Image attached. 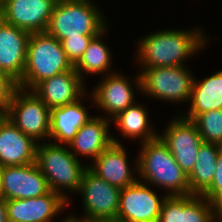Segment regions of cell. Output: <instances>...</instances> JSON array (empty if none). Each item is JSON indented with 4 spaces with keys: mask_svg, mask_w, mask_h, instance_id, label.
<instances>
[{
    "mask_svg": "<svg viewBox=\"0 0 222 222\" xmlns=\"http://www.w3.org/2000/svg\"><path fill=\"white\" fill-rule=\"evenodd\" d=\"M201 29H168L140 38L136 50L140 68L181 66L206 47L207 36Z\"/></svg>",
    "mask_w": 222,
    "mask_h": 222,
    "instance_id": "1",
    "label": "cell"
},
{
    "mask_svg": "<svg viewBox=\"0 0 222 222\" xmlns=\"http://www.w3.org/2000/svg\"><path fill=\"white\" fill-rule=\"evenodd\" d=\"M140 154L135 159V170L139 179L159 188L167 190V196H183L190 194L188 175L175 161L168 146L160 137L140 144Z\"/></svg>",
    "mask_w": 222,
    "mask_h": 222,
    "instance_id": "2",
    "label": "cell"
},
{
    "mask_svg": "<svg viewBox=\"0 0 222 222\" xmlns=\"http://www.w3.org/2000/svg\"><path fill=\"white\" fill-rule=\"evenodd\" d=\"M74 69L61 42L45 32L31 33L27 43L24 73L18 87L33 90L41 81Z\"/></svg>",
    "mask_w": 222,
    "mask_h": 222,
    "instance_id": "3",
    "label": "cell"
},
{
    "mask_svg": "<svg viewBox=\"0 0 222 222\" xmlns=\"http://www.w3.org/2000/svg\"><path fill=\"white\" fill-rule=\"evenodd\" d=\"M46 142L38 143L35 163L46 177L50 190L69 201L68 194L63 191L67 189L73 193L78 192L88 164L83 165L68 145Z\"/></svg>",
    "mask_w": 222,
    "mask_h": 222,
    "instance_id": "4",
    "label": "cell"
},
{
    "mask_svg": "<svg viewBox=\"0 0 222 222\" xmlns=\"http://www.w3.org/2000/svg\"><path fill=\"white\" fill-rule=\"evenodd\" d=\"M105 16L91 1L58 0L54 6L46 32L60 42L68 37L99 35L106 28Z\"/></svg>",
    "mask_w": 222,
    "mask_h": 222,
    "instance_id": "5",
    "label": "cell"
},
{
    "mask_svg": "<svg viewBox=\"0 0 222 222\" xmlns=\"http://www.w3.org/2000/svg\"><path fill=\"white\" fill-rule=\"evenodd\" d=\"M140 71L143 94L165 102H189L194 76L185 65L142 68Z\"/></svg>",
    "mask_w": 222,
    "mask_h": 222,
    "instance_id": "6",
    "label": "cell"
},
{
    "mask_svg": "<svg viewBox=\"0 0 222 222\" xmlns=\"http://www.w3.org/2000/svg\"><path fill=\"white\" fill-rule=\"evenodd\" d=\"M4 115L36 142L49 140L50 109L33 91L18 88Z\"/></svg>",
    "mask_w": 222,
    "mask_h": 222,
    "instance_id": "7",
    "label": "cell"
},
{
    "mask_svg": "<svg viewBox=\"0 0 222 222\" xmlns=\"http://www.w3.org/2000/svg\"><path fill=\"white\" fill-rule=\"evenodd\" d=\"M78 192L83 198L84 217L75 218L88 222H116L121 189L106 182L87 168Z\"/></svg>",
    "mask_w": 222,
    "mask_h": 222,
    "instance_id": "8",
    "label": "cell"
},
{
    "mask_svg": "<svg viewBox=\"0 0 222 222\" xmlns=\"http://www.w3.org/2000/svg\"><path fill=\"white\" fill-rule=\"evenodd\" d=\"M148 184L137 180L120 192L116 222H158L164 196H159Z\"/></svg>",
    "mask_w": 222,
    "mask_h": 222,
    "instance_id": "9",
    "label": "cell"
},
{
    "mask_svg": "<svg viewBox=\"0 0 222 222\" xmlns=\"http://www.w3.org/2000/svg\"><path fill=\"white\" fill-rule=\"evenodd\" d=\"M120 72H111L106 76H103L94 91L90 92L91 100L93 105L95 104L100 108L105 114L106 118L110 117L111 120L121 111H124L128 107L135 104V90L131 83L138 88L139 93H141V78L140 74L135 76L133 82H130L129 78H125L124 75L119 74Z\"/></svg>",
    "mask_w": 222,
    "mask_h": 222,
    "instance_id": "10",
    "label": "cell"
},
{
    "mask_svg": "<svg viewBox=\"0 0 222 222\" xmlns=\"http://www.w3.org/2000/svg\"><path fill=\"white\" fill-rule=\"evenodd\" d=\"M169 123L159 137L168 146L181 169L189 175L196 163L200 145L203 143L202 137L196 124L181 114Z\"/></svg>",
    "mask_w": 222,
    "mask_h": 222,
    "instance_id": "11",
    "label": "cell"
},
{
    "mask_svg": "<svg viewBox=\"0 0 222 222\" xmlns=\"http://www.w3.org/2000/svg\"><path fill=\"white\" fill-rule=\"evenodd\" d=\"M158 222H222V211L202 195L166 196Z\"/></svg>",
    "mask_w": 222,
    "mask_h": 222,
    "instance_id": "12",
    "label": "cell"
},
{
    "mask_svg": "<svg viewBox=\"0 0 222 222\" xmlns=\"http://www.w3.org/2000/svg\"><path fill=\"white\" fill-rule=\"evenodd\" d=\"M58 0H2V20L31 33L45 32Z\"/></svg>",
    "mask_w": 222,
    "mask_h": 222,
    "instance_id": "13",
    "label": "cell"
},
{
    "mask_svg": "<svg viewBox=\"0 0 222 222\" xmlns=\"http://www.w3.org/2000/svg\"><path fill=\"white\" fill-rule=\"evenodd\" d=\"M1 180L5 200L31 199L51 191L36 163L1 167Z\"/></svg>",
    "mask_w": 222,
    "mask_h": 222,
    "instance_id": "14",
    "label": "cell"
},
{
    "mask_svg": "<svg viewBox=\"0 0 222 222\" xmlns=\"http://www.w3.org/2000/svg\"><path fill=\"white\" fill-rule=\"evenodd\" d=\"M69 205L72 204L64 196L54 191L31 199L6 200L7 218L8 222H51Z\"/></svg>",
    "mask_w": 222,
    "mask_h": 222,
    "instance_id": "15",
    "label": "cell"
},
{
    "mask_svg": "<svg viewBox=\"0 0 222 222\" xmlns=\"http://www.w3.org/2000/svg\"><path fill=\"white\" fill-rule=\"evenodd\" d=\"M38 142L0 114V167L35 163Z\"/></svg>",
    "mask_w": 222,
    "mask_h": 222,
    "instance_id": "16",
    "label": "cell"
},
{
    "mask_svg": "<svg viewBox=\"0 0 222 222\" xmlns=\"http://www.w3.org/2000/svg\"><path fill=\"white\" fill-rule=\"evenodd\" d=\"M85 89L83 79L71 69L41 81L32 91L51 109L76 102L86 96Z\"/></svg>",
    "mask_w": 222,
    "mask_h": 222,
    "instance_id": "17",
    "label": "cell"
},
{
    "mask_svg": "<svg viewBox=\"0 0 222 222\" xmlns=\"http://www.w3.org/2000/svg\"><path fill=\"white\" fill-rule=\"evenodd\" d=\"M117 139L113 136V143L100 153L93 161L94 164L88 165V168L106 182L123 189L138 179L135 174L133 176L128 165V152Z\"/></svg>",
    "mask_w": 222,
    "mask_h": 222,
    "instance_id": "18",
    "label": "cell"
},
{
    "mask_svg": "<svg viewBox=\"0 0 222 222\" xmlns=\"http://www.w3.org/2000/svg\"><path fill=\"white\" fill-rule=\"evenodd\" d=\"M30 33L0 21V67L17 82L24 73Z\"/></svg>",
    "mask_w": 222,
    "mask_h": 222,
    "instance_id": "19",
    "label": "cell"
},
{
    "mask_svg": "<svg viewBox=\"0 0 222 222\" xmlns=\"http://www.w3.org/2000/svg\"><path fill=\"white\" fill-rule=\"evenodd\" d=\"M92 116L76 133L68 144L70 151L78 155L95 160V158L113 143L111 120L105 116Z\"/></svg>",
    "mask_w": 222,
    "mask_h": 222,
    "instance_id": "20",
    "label": "cell"
},
{
    "mask_svg": "<svg viewBox=\"0 0 222 222\" xmlns=\"http://www.w3.org/2000/svg\"><path fill=\"white\" fill-rule=\"evenodd\" d=\"M81 99L74 103L50 109V139L54 143L68 145L78 130L92 117L88 115L87 107L83 106Z\"/></svg>",
    "mask_w": 222,
    "mask_h": 222,
    "instance_id": "21",
    "label": "cell"
},
{
    "mask_svg": "<svg viewBox=\"0 0 222 222\" xmlns=\"http://www.w3.org/2000/svg\"><path fill=\"white\" fill-rule=\"evenodd\" d=\"M189 102V110L181 115L190 120L203 112L222 109V70L201 81L194 77Z\"/></svg>",
    "mask_w": 222,
    "mask_h": 222,
    "instance_id": "22",
    "label": "cell"
},
{
    "mask_svg": "<svg viewBox=\"0 0 222 222\" xmlns=\"http://www.w3.org/2000/svg\"><path fill=\"white\" fill-rule=\"evenodd\" d=\"M143 106L136 102L111 119L122 137L136 140L140 138V143L159 137V134L150 126L147 109Z\"/></svg>",
    "mask_w": 222,
    "mask_h": 222,
    "instance_id": "23",
    "label": "cell"
},
{
    "mask_svg": "<svg viewBox=\"0 0 222 222\" xmlns=\"http://www.w3.org/2000/svg\"><path fill=\"white\" fill-rule=\"evenodd\" d=\"M222 147L203 142L200 145L193 170L188 175L190 194L202 195L213 182L219 150Z\"/></svg>",
    "mask_w": 222,
    "mask_h": 222,
    "instance_id": "24",
    "label": "cell"
},
{
    "mask_svg": "<svg viewBox=\"0 0 222 222\" xmlns=\"http://www.w3.org/2000/svg\"><path fill=\"white\" fill-rule=\"evenodd\" d=\"M106 31L107 29L91 40L81 59L74 65V69L82 79H85L83 76L88 73L91 75L105 73L103 75L106 76L111 72V51L101 38Z\"/></svg>",
    "mask_w": 222,
    "mask_h": 222,
    "instance_id": "25",
    "label": "cell"
},
{
    "mask_svg": "<svg viewBox=\"0 0 222 222\" xmlns=\"http://www.w3.org/2000/svg\"><path fill=\"white\" fill-rule=\"evenodd\" d=\"M192 121L196 124L203 142L222 147V109L203 112Z\"/></svg>",
    "mask_w": 222,
    "mask_h": 222,
    "instance_id": "26",
    "label": "cell"
},
{
    "mask_svg": "<svg viewBox=\"0 0 222 222\" xmlns=\"http://www.w3.org/2000/svg\"><path fill=\"white\" fill-rule=\"evenodd\" d=\"M97 35H80V37H68L61 41L62 48L68 59L75 65L83 56L91 40Z\"/></svg>",
    "mask_w": 222,
    "mask_h": 222,
    "instance_id": "27",
    "label": "cell"
},
{
    "mask_svg": "<svg viewBox=\"0 0 222 222\" xmlns=\"http://www.w3.org/2000/svg\"><path fill=\"white\" fill-rule=\"evenodd\" d=\"M202 196L222 211V148L219 150L213 182Z\"/></svg>",
    "mask_w": 222,
    "mask_h": 222,
    "instance_id": "28",
    "label": "cell"
},
{
    "mask_svg": "<svg viewBox=\"0 0 222 222\" xmlns=\"http://www.w3.org/2000/svg\"><path fill=\"white\" fill-rule=\"evenodd\" d=\"M18 83L10 75L0 72V114H4L12 100Z\"/></svg>",
    "mask_w": 222,
    "mask_h": 222,
    "instance_id": "29",
    "label": "cell"
},
{
    "mask_svg": "<svg viewBox=\"0 0 222 222\" xmlns=\"http://www.w3.org/2000/svg\"><path fill=\"white\" fill-rule=\"evenodd\" d=\"M0 222H8L5 199L0 200Z\"/></svg>",
    "mask_w": 222,
    "mask_h": 222,
    "instance_id": "30",
    "label": "cell"
},
{
    "mask_svg": "<svg viewBox=\"0 0 222 222\" xmlns=\"http://www.w3.org/2000/svg\"><path fill=\"white\" fill-rule=\"evenodd\" d=\"M61 222H88V221L75 218L74 215L73 216L71 215V216H67V218L65 217V219H63V221Z\"/></svg>",
    "mask_w": 222,
    "mask_h": 222,
    "instance_id": "31",
    "label": "cell"
},
{
    "mask_svg": "<svg viewBox=\"0 0 222 222\" xmlns=\"http://www.w3.org/2000/svg\"><path fill=\"white\" fill-rule=\"evenodd\" d=\"M5 199V195L2 188V180H1V167H0V200Z\"/></svg>",
    "mask_w": 222,
    "mask_h": 222,
    "instance_id": "32",
    "label": "cell"
},
{
    "mask_svg": "<svg viewBox=\"0 0 222 222\" xmlns=\"http://www.w3.org/2000/svg\"><path fill=\"white\" fill-rule=\"evenodd\" d=\"M1 8H2V0H0V11H1Z\"/></svg>",
    "mask_w": 222,
    "mask_h": 222,
    "instance_id": "33",
    "label": "cell"
}]
</instances>
